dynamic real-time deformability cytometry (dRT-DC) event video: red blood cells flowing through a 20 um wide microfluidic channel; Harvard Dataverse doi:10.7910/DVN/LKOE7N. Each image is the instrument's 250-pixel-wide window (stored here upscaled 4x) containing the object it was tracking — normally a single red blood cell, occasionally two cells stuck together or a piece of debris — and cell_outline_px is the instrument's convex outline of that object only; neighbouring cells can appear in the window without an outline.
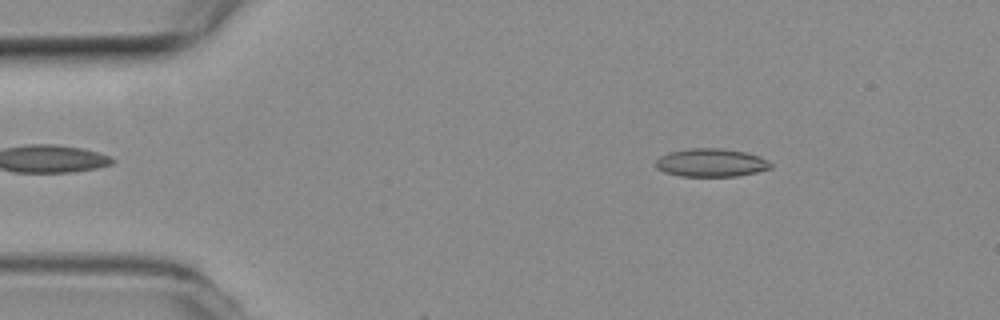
{"species": "common noctule bat (a hibernating species)", "species_latin": "Nyctalus noctula", "temperature_condition": "room temperature", "stored_images_in_passage": 10, "camera_frame_rate_fps": 3000, "um_per_image_px": 0.085, "animal": {"sex": "female", "body_mass_g": 19.3, "forearm_length_mm": 54.1}, "frame": {"image": 1, "passage_image": 7, "time_ms": 2.0, "image_size_px": [1000, 320], "cell_outline_px": [[772, 168], [756, 172], [736, 176], [680, 176], [664, 172], [656, 168], [656, 160], [660, 156], [668, 152], [688, 148], [720, 148], [744, 152], [760, 156], [768, 160], [772, 164]], "centroid_in_image_um": [60.43, 13.82], "position_along_channel_um": 24.6, "area_um2": 18.96}}